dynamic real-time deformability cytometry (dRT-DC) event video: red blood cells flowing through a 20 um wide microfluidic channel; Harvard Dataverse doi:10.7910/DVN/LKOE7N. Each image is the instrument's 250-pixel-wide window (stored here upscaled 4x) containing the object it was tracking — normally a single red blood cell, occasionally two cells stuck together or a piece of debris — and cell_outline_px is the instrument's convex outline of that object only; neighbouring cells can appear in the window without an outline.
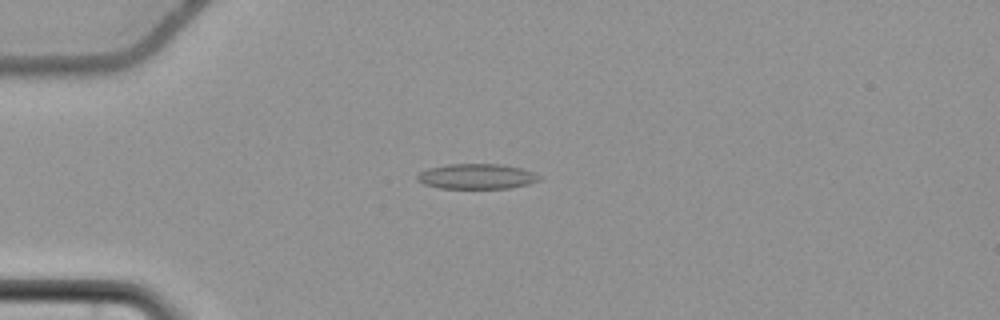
{"species": "common noctule bat (a hibernating species)", "species_latin": "Nyctalus noctula", "temperature_condition": "cold", "stored_images_in_passage": 56, "camera_frame_rate_fps": 3000, "um_per_image_px": 0.085, "animal": {"sex": "female", "body_mass_g": 22.7, "forearm_length_mm": 54.2}, "frame": {"image": 1, "passage_image": 15, "time_ms": 4.667, "image_size_px": [1000, 320], "cell_outline_px": [[540, 180], [528, 184], [508, 188], [440, 188], [424, 184], [416, 180], [416, 176], [420, 172], [428, 168], [444, 164], [504, 164], [520, 168], [532, 172], [540, 176]], "centroid_in_image_um": [40.48, 14.99], "position_along_channel_um": 44.5, "area_um2": 17.92}}
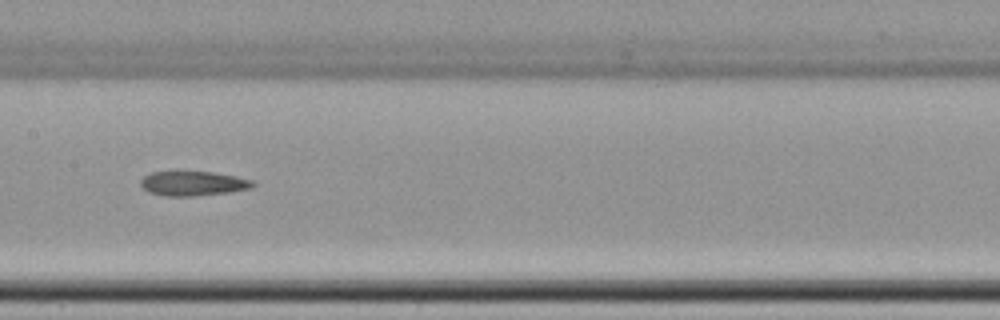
{"frame": {"image": 2, "passage_image": 29, "time_ms": 9.333, "image_size_px": [1000, 320], "cell_outline_px": [[256, 184], [252, 188], [228, 192], [196, 196], [164, 196], [148, 192], [140, 184], [140, 180], [144, 176], [152, 172], [212, 172], [236, 176], [252, 180]], "centroid_in_image_um": [16.42, 15.6], "position_along_channel_um": 191.0, "area_um2": 16.01}}
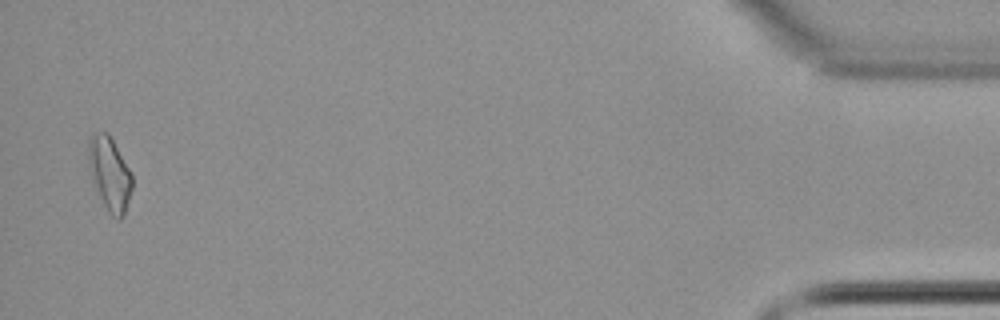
{"frame": {"image": 3, "passage_image": 55, "time_ms": 18.0, "image_size_px": [1000, 320], "cell_outline_px": [[132, 188], [124, 216], [120, 220], [116, 220], [108, 212], [92, 180], [88, 164], [88, 140], [92, 132], [108, 132], [132, 172]], "centroid_in_image_um": [9.32, 14.75], "position_along_channel_um": 425.9, "area_um2": 18.9}}